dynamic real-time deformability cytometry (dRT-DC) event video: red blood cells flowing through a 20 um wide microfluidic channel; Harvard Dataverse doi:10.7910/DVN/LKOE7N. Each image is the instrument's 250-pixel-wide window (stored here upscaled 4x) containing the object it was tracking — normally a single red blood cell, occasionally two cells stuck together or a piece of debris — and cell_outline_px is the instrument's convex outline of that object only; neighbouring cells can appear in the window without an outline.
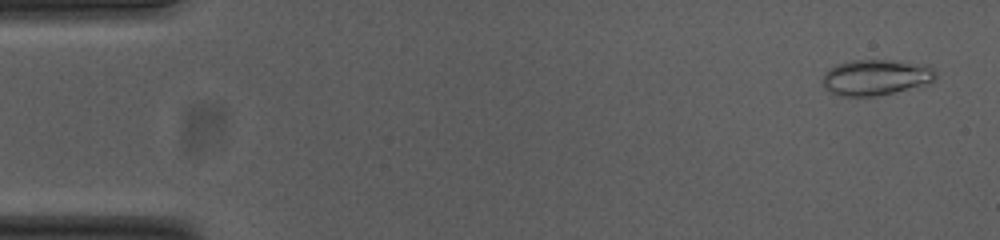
{"species": "common noctule bat (a hibernating species)", "species_latin": "Nyctalus noctula", "temperature_condition": "cold", "stored_images_in_passage": 54, "camera_frame_rate_fps": 3000, "um_per_image_px": 0.085, "animal": {"sex": "female", "body_mass_g": 23.0, "forearm_length_mm": 53.4}, "frame": {"image": 1, "passage_image": 3, "time_ms": 0.667, "image_size_px": [1000, 240], "cell_outline_px": [[936, 80], [928, 84], [876, 96], [840, 96], [824, 88], [820, 80], [824, 72], [836, 64], [852, 60], [892, 60], [928, 64], [936, 72]], "centroid_in_image_um": [74.44, 6.56], "position_along_channel_um": 10.6, "area_um2": 23.93}}
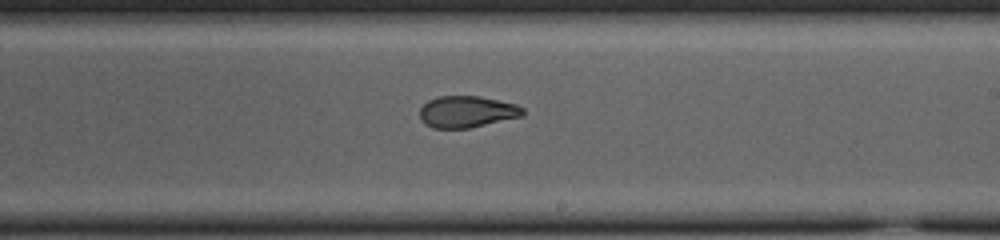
{"frame": {"image": 2, "passage_image": 32, "time_ms": 10.333, "image_size_px": [1000, 240], "cell_outline_px": [[524, 116], [468, 128], [432, 128], [424, 124], [420, 120], [420, 108], [428, 100], [436, 96], [480, 96], [516, 104], [524, 108]], "centroid_in_image_um": [39.67, 9.49], "position_along_channel_um": 249.3, "area_um2": 19.13}}
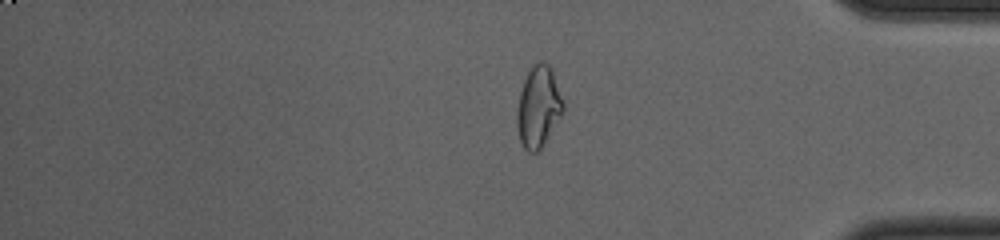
{"frame": {"image": 3, "passage_image": 45, "time_ms": 14.667, "image_size_px": [1000, 240], "cell_outline_px": [[564, 112], [540, 148], [536, 152], [528, 152], [524, 148], [520, 140], [516, 124], [516, 108], [520, 92], [524, 80], [528, 72], [540, 60], [544, 60], [552, 68], [564, 104]], "centroid_in_image_um": [45.76, 9.06], "position_along_channel_um": 389.4, "area_um2": 21.79}, "authors_computed_cell_mechanics": {"area_um2": 20.9814, "velocity_mm_per_s": 3.7665, "shape_relaxation_time_tau1_ms": null, "shape_relaxation_time_tau2_ms": 1.7908, "deformation_change_tau1": null, "deformation_change_tau2": 0.0783}}